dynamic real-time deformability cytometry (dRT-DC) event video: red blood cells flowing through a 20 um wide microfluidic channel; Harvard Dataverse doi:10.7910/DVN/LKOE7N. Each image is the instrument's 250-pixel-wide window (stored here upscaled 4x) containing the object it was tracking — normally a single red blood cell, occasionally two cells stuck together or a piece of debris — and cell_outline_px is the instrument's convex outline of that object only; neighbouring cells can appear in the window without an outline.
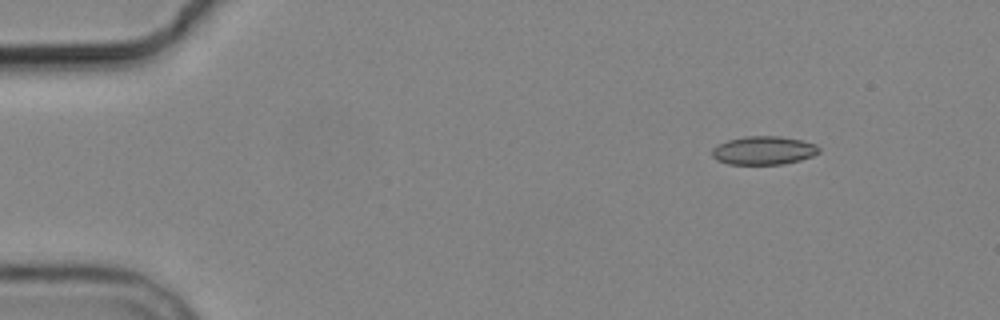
{"species": "common noctule bat (a hibernating species)", "species_latin": "Nyctalus noctula", "temperature_condition": "cold", "stored_images_in_passage": 5, "camera_frame_rate_fps": 3000, "um_per_image_px": 0.085, "animal": {"sex": "male", "body_mass_g": 19.2, "forearm_length_mm": 51.8}, "frame": {"image": 1, "passage_image": 2, "time_ms": 1.333, "image_size_px": [1000, 320], "cell_outline_px": [[820, 152], [812, 156], [800, 160], [784, 164], [728, 164], [716, 160], [712, 156], [712, 148], [716, 144], [728, 140], [744, 136], [780, 136], [800, 140], [816, 144], [820, 148]], "centroid_in_image_um": [64.89, 12.78], "position_along_channel_um": 20.1, "area_um2": 17.86}}
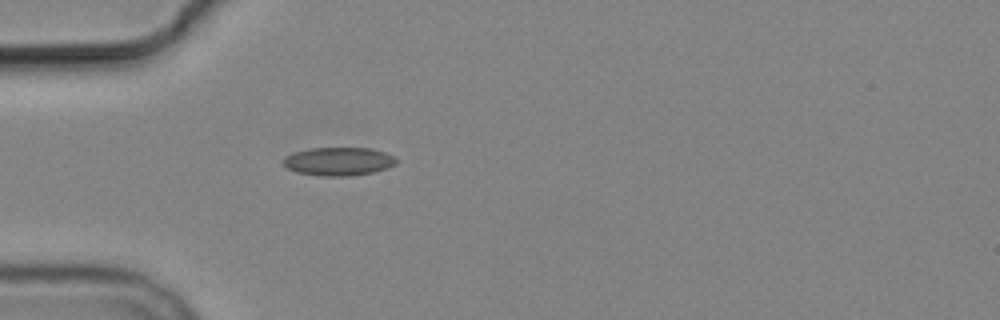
{"frame": {"image": 2, "passage_image": 5, "time_ms": 4.667, "image_size_px": [1000, 320], "cell_outline_px": [[396, 164], [388, 168], [372, 172], [348, 176], [320, 176], [296, 172], [288, 168], [280, 160], [284, 156], [296, 152], [312, 148], [372, 148], [396, 156]], "centroid_in_image_um": [28.78, 13.72], "position_along_channel_um": 56.2, "area_um2": 18.73}}